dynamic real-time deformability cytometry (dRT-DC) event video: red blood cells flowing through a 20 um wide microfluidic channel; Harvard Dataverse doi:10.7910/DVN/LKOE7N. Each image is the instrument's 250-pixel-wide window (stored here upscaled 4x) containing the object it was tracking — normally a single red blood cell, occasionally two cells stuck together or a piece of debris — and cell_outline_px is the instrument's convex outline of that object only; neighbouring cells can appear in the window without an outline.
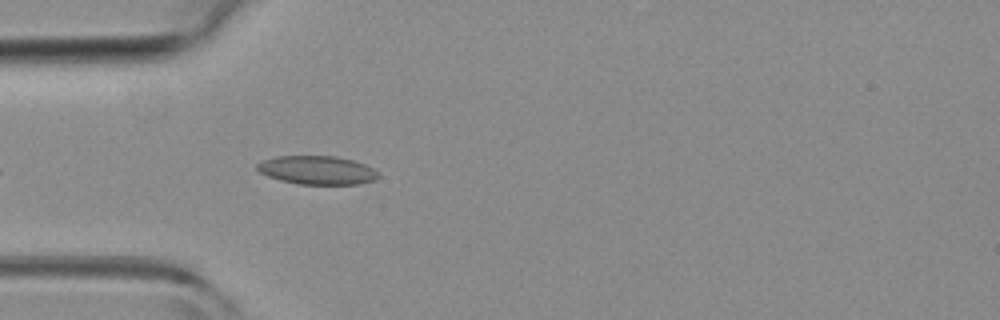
{"species": "common noctule bat (a hibernating species)", "species_latin": "Nyctalus noctula", "temperature_condition": "room temperature", "stored_images_in_passage": 25, "camera_frame_rate_fps": 3000, "um_per_image_px": 0.085, "animal": {"sex": "female", "body_mass_g": 19.3, "forearm_length_mm": 54.1}, "frame": {"image": 1, "passage_image": 4, "time_ms": 1.0, "image_size_px": [1000, 320], "cell_outline_px": [[380, 176], [372, 180], [360, 184], [296, 184], [280, 180], [268, 176], [260, 172], [256, 168], [256, 164], [264, 160], [276, 156], [336, 156], [352, 160], [364, 164], [372, 168]], "centroid_in_image_um": [26.93, 14.46], "position_along_channel_um": 58.1, "area_um2": 20.06}}
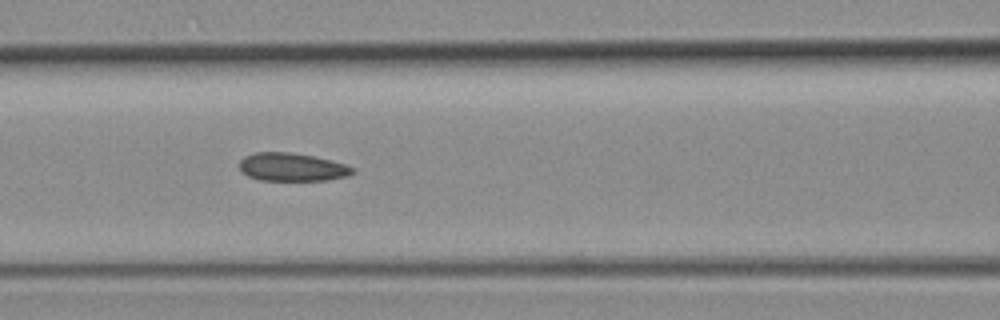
{"frame": {"image": 2, "passage_image": 10, "time_ms": 3.0, "image_size_px": [1000, 320], "cell_outline_px": [[356, 172], [348, 176], [328, 180], [260, 180], [248, 176], [240, 168], [240, 160], [244, 156], [256, 152], [288, 152], [312, 156], [332, 160], [356, 168]], "centroid_in_image_um": [24.86, 14.2], "position_along_channel_um": 141.7, "area_um2": 18.55}}
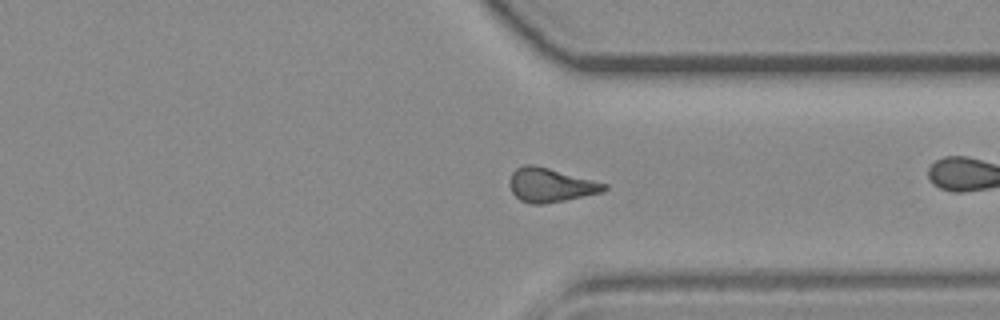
{"frame": {"image": 3, "passage_image": 23, "time_ms": 7.333, "image_size_px": [1000, 320], "cell_outline_px": [[608, 188], [604, 192], [544, 204], [528, 204], [520, 200], [512, 192], [508, 184], [508, 180], [512, 172], [516, 168], [524, 164], [532, 164], [548, 168], [608, 184]], "centroid_in_image_um": [46.76, 15.73], "position_along_channel_um": 364.6, "area_um2": 18.79}}